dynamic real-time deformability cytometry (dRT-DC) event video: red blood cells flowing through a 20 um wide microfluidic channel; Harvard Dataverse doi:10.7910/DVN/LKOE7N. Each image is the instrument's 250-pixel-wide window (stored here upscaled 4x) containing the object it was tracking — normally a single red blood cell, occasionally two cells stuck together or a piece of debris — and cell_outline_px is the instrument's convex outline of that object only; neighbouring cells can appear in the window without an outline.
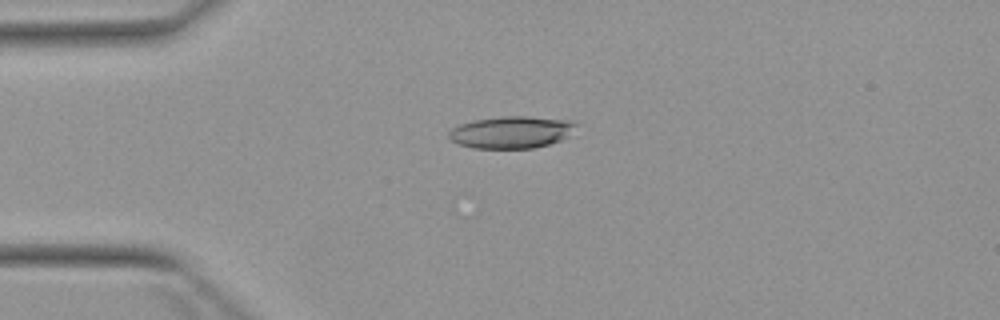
{"species": "Egyptian fruit bat (a non-hibernating species)", "species_latin": "Rousettus aegyptiacus", "temperature_condition": "warm", "stored_images_in_passage": 5, "camera_frame_rate_fps": 3000, "um_per_image_px": 0.085, "animal": {"sex": "female"}, "frame": {"image": 1, "passage_image": 5, "time_ms": 6.0, "image_size_px": [1000, 320], "cell_outline_px": [[580, 124], [568, 136], [560, 140], [548, 144], [532, 148], [472, 148], [456, 144], [448, 136], [448, 132], [452, 128], [460, 124], [476, 120], [500, 116], [528, 116], [572, 120]], "centroid_in_image_um": [43.49, 11.23], "position_along_channel_um": 41.5, "area_um2": 23.93}}